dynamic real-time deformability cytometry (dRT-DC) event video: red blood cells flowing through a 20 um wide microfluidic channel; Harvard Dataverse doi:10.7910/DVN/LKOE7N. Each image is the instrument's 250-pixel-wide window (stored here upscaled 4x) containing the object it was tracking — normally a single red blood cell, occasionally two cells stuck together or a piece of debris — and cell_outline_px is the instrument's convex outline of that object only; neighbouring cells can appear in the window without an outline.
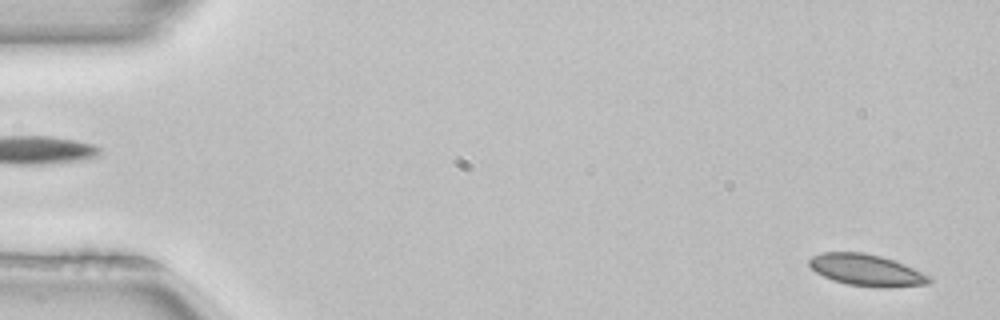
{"species": "common noctule bat (a hibernating species)", "species_latin": "Nyctalus noctula", "temperature_condition": "room temperature", "stored_images_in_passage": 51, "camera_frame_rate_fps": 3000, "um_per_image_px": 0.085, "animal": {"sex": "female", "body_mass_g": 22.7, "forearm_length_mm": 54.2}, "frame": {"image": 1, "passage_image": 2, "time_ms": 0.333, "image_size_px": [1000, 320], "cell_outline_px": [[932, 280], [928, 284], [888, 288], [848, 284], [832, 280], [816, 272], [808, 264], [808, 260], [812, 256], [820, 252], [864, 252], [880, 256], [904, 264], [928, 276]], "centroid_in_image_um": [73.61, 22.95], "position_along_channel_um": 11.4, "area_um2": 21.91}}
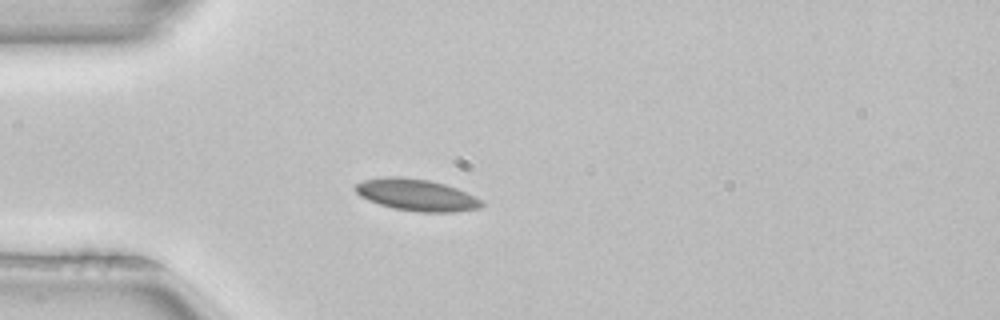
{"frame": {"image": 2, "passage_image": 14, "time_ms": 4.333, "image_size_px": [1000, 320], "cell_outline_px": [[484, 204], [480, 208], [456, 212], [420, 212], [396, 208], [380, 204], [368, 200], [360, 196], [352, 188], [356, 184], [364, 180], [384, 176], [400, 176], [428, 180], [444, 184], [456, 188], [476, 196]], "centroid_in_image_um": [35.39, 16.56], "position_along_channel_um": 49.6, "area_um2": 23.35}}
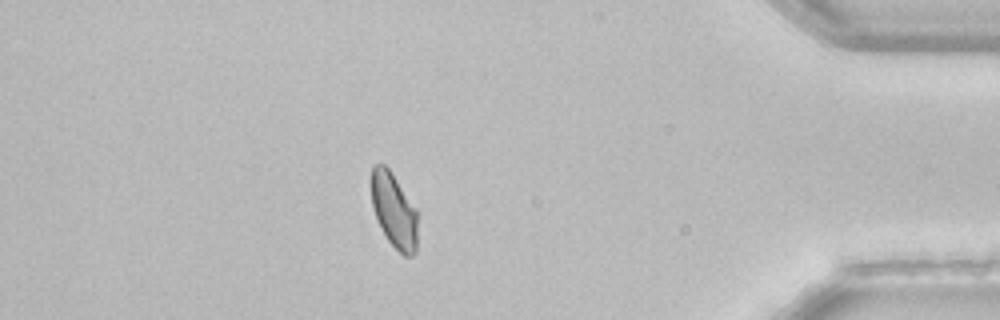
{"frame": {"image": 3, "passage_image": 45, "time_ms": 14.667, "image_size_px": [1000, 320], "cell_outline_px": [[416, 252], [412, 256], [404, 256], [388, 240], [380, 228], [372, 204], [372, 164], [384, 164], [392, 172], [416, 208]], "centroid_in_image_um": [33.48, 17.88], "position_along_channel_um": 401.7, "area_um2": 19.94}, "authors_computed_cell_mechanics": {"area_um2": 21.6172, "velocity_mm_per_s": 3.9478, "shape_relaxation_time_tau1_ms": null, "shape_relaxation_time_tau2_ms": 1.5668, "deformation_change_tau1": null, "deformation_change_tau2": 0.0501}}